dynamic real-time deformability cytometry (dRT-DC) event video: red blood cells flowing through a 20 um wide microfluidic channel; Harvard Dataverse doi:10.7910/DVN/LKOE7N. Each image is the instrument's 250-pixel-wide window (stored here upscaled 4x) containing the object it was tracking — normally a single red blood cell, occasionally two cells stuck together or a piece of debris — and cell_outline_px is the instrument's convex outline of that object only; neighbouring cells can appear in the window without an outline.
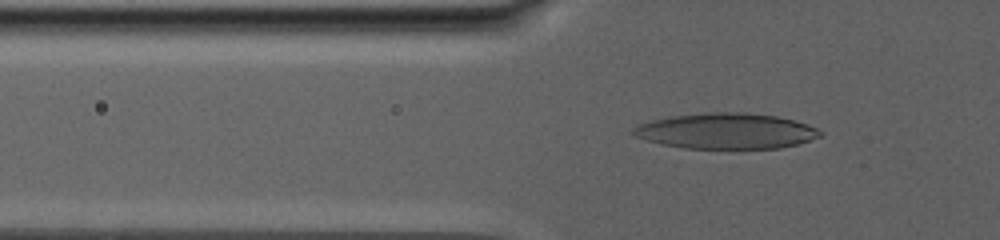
{"species": "human", "species_latin": "Homo sapiens", "temperature_condition": "warm", "stored_images_in_passage": 110, "camera_frame_rate_fps": 3000, "um_per_image_px": 0.085, "donor": {"sex": "male"}, "frame": {"image": 1, "passage_image": 34, "time_ms": 10.667, "image_size_px": [1000, 240], "cell_outline_px": [[824, 132], [820, 136], [796, 144], [780, 148], [684, 148], [660, 144], [632, 136], [632, 128], [636, 124], [668, 116], [704, 112], [748, 112], [776, 116], [808, 124]], "centroid_in_image_um": [61.66, 11.12], "position_along_channel_um": 64.1, "area_um2": 39.07}}
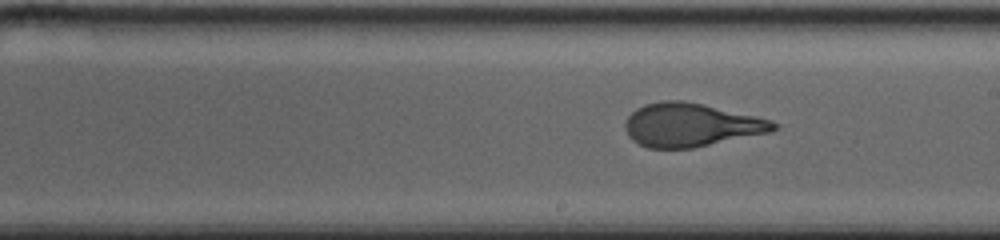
{"frame": {"image": 2, "passage_image": 67, "time_ms": 17.667, "image_size_px": [1000, 240], "cell_outline_px": [[780, 124], [772, 132], [692, 148], [648, 148], [632, 140], [628, 136], [624, 128], [624, 124], [628, 116], [636, 108], [644, 104], [664, 100], [684, 100], [704, 104], [756, 116], [772, 120]], "centroid_in_image_um": [58.73, 10.61], "position_along_channel_um": 230.3, "area_um2": 37.8}}
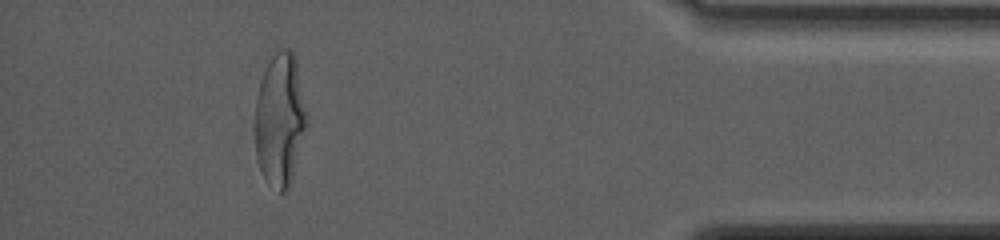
{"frame": {"image": 3, "passage_image": 94, "time_ms": 26.333, "image_size_px": [1000, 240], "cell_outline_px": [[308, 124], [292, 176], [288, 188], [284, 192], [280, 192], [264, 176], [260, 168], [256, 156], [256, 96], [260, 80], [272, 56], [280, 48], [288, 48], [292, 52], [296, 60], [308, 116]], "centroid_in_image_um": [23.82, 10.13], "position_along_channel_um": 411.4, "area_um2": 39.65}, "authors_computed_cell_mechanics": {"area_um2": 38.3214, "velocity_mm_per_s": 2.5296, "shape_relaxation_time_tau1_ms": 9.5692, "shape_relaxation_time_tau2_ms": 1.2562, "deformation_change_tau1": 0.2901, "deformation_change_tau2": 0.0916}}